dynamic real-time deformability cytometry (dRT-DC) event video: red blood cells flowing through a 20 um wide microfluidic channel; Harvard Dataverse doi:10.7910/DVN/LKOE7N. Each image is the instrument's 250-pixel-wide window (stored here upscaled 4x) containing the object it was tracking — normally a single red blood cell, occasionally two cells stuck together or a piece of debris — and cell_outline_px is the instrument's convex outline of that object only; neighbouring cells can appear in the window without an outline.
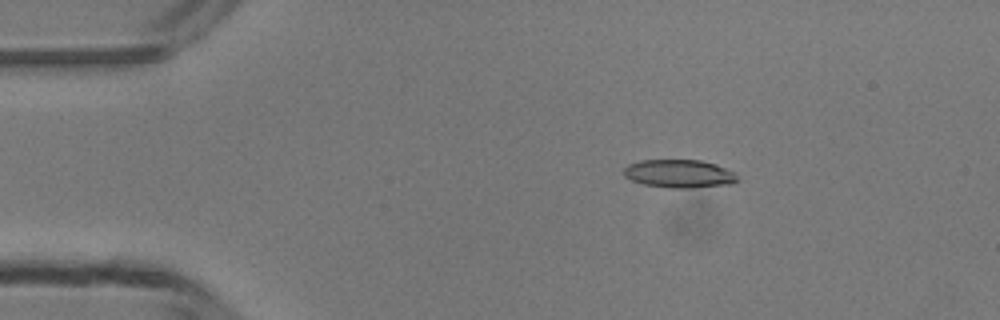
{"species": "common noctule bat (a hibernating species)", "species_latin": "Nyctalus noctula", "temperature_condition": "room temperature", "stored_images_in_passage": 7, "camera_frame_rate_fps": 3000, "um_per_image_px": 0.085, "animal": {"sex": "male", "body_mass_g": 13.3}, "frame": {"image": 1, "passage_image": 3, "time_ms": 2.333, "image_size_px": [1000, 320], "cell_outline_px": [[740, 180], [732, 184], [692, 188], [668, 188], [644, 184], [632, 180], [624, 176], [624, 168], [628, 164], [640, 160], [700, 160], [716, 164], [736, 172]], "centroid_in_image_um": [57.78, 14.77], "position_along_channel_um": 27.2, "area_um2": 18.9}}
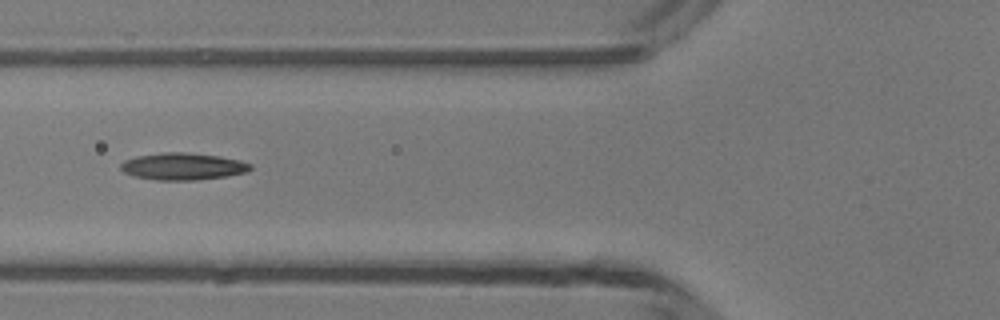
{"frame": {"image": 2, "passage_image": 6, "time_ms": 5.667, "image_size_px": [1000, 320], "cell_outline_px": [[252, 168], [248, 172], [224, 176], [196, 180], [156, 180], [136, 176], [124, 172], [120, 168], [120, 164], [124, 160], [136, 156], [160, 152], [188, 152], [220, 156], [240, 160], [252, 164]], "centroid_in_image_um": [15.55, 14.13], "position_along_channel_um": 110.2, "area_um2": 20.52}}
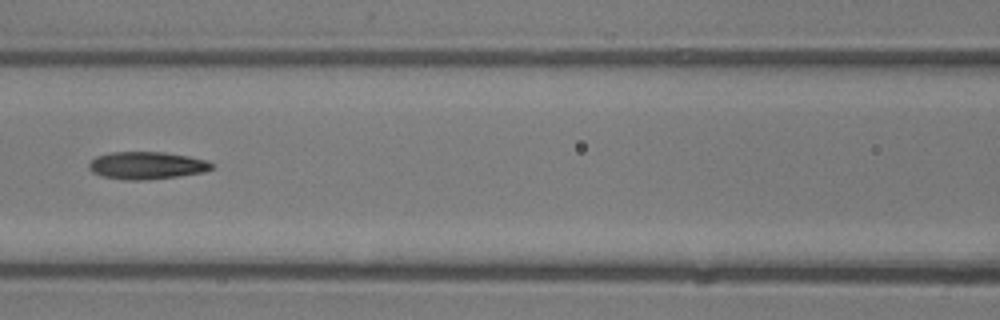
{"frame": {"image": 3, "passage_image": 7, "time_ms": 6.667, "image_size_px": [1000, 320], "cell_outline_px": [[212, 168], [204, 172], [176, 176], [144, 180], [124, 180], [104, 176], [92, 172], [88, 168], [88, 164], [96, 156], [108, 152], [164, 152], [188, 156], [204, 160], [212, 164]], "centroid_in_image_um": [12.42, 14.06], "position_along_channel_um": 154.2, "area_um2": 19.48}}